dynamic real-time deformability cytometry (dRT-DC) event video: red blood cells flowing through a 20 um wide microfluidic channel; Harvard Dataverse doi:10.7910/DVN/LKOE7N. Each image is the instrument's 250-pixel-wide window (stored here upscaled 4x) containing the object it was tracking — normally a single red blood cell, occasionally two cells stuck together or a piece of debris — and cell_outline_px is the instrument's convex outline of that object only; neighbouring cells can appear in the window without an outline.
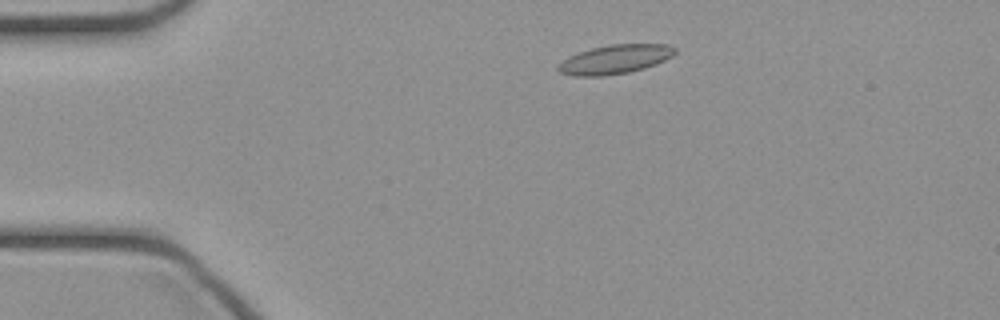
{"species": "common noctule bat (a hibernating species)", "species_latin": "Nyctalus noctula", "temperature_condition": "cold", "stored_images_in_passage": 42, "camera_frame_rate_fps": 3000, "um_per_image_px": 0.085, "animal": {"sex": "female", "body_mass_g": 21.9}, "frame": {"image": 1, "passage_image": 5, "time_ms": 1.333, "image_size_px": [1000, 320], "cell_outline_px": [[676, 52], [672, 56], [656, 64], [644, 68], [628, 72], [604, 76], [576, 76], [560, 72], [556, 68], [556, 64], [568, 56], [592, 48], [612, 44], [668, 44], [676, 48]], "centroid_in_image_um": [52.26, 5.04], "position_along_channel_um": 32.7, "area_um2": 19.77}}
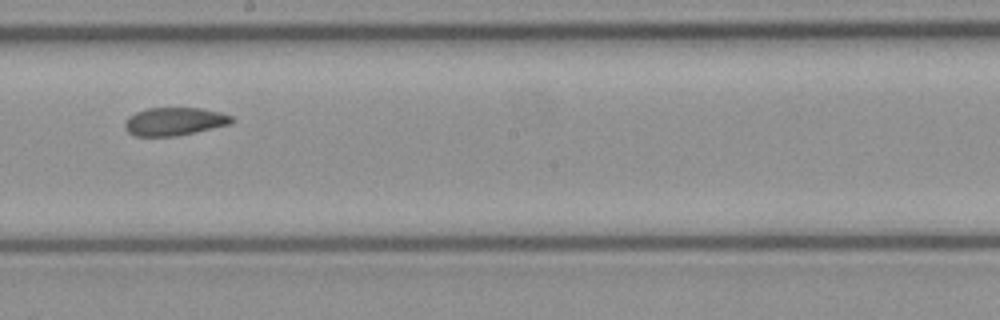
{"frame": {"image": 2, "passage_image": 22, "time_ms": 7.0, "image_size_px": [1000, 320], "cell_outline_px": [[236, 120], [232, 124], [196, 132], [176, 136], [136, 136], [128, 132], [124, 128], [124, 124], [128, 116], [136, 112], [148, 108], [204, 108], [220, 112], [232, 116]], "centroid_in_image_um": [14.86, 10.32], "position_along_channel_um": 233.3, "area_um2": 17.69}}
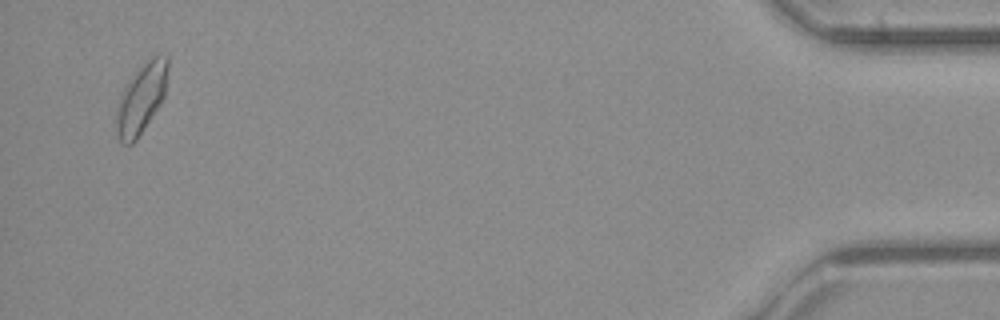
{"frame": {"image": 3, "passage_image": 41, "time_ms": 13.333, "image_size_px": [1000, 320], "cell_outline_px": [[168, 68], [164, 96], [160, 104], [136, 140], [132, 144], [120, 144], [116, 132], [116, 112], [120, 92], [124, 84], [152, 56], [168, 56]], "centroid_in_image_um": [11.97, 8.4], "position_along_channel_um": 423.2, "area_um2": 20.87}}